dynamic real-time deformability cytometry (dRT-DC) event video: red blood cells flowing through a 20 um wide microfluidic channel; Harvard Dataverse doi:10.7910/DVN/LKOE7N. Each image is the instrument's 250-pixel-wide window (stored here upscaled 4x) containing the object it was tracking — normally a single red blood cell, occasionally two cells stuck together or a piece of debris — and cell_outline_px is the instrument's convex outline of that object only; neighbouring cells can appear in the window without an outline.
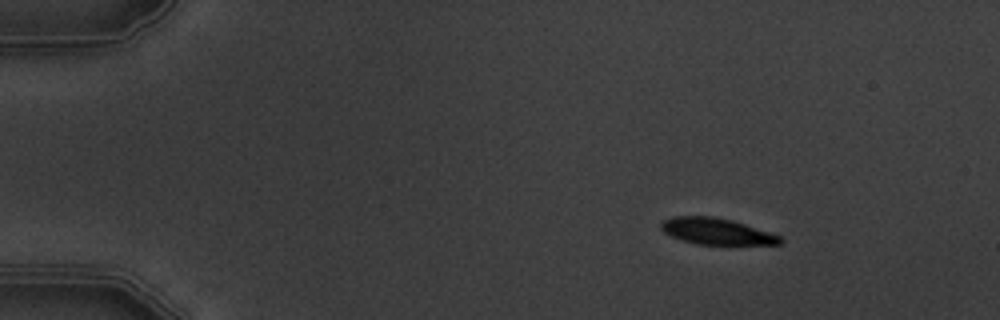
{"species": "common noctule bat (a hibernating species)", "species_latin": "Nyctalus noctula", "temperature_condition": "warm", "stored_images_in_passage": 5, "camera_frame_rate_fps": 3000, "um_per_image_px": 0.085, "animal": {"sex": "male", "body_mass_g": 19.5, "forearm_length_mm": 54.6}, "frame": {"image": 1, "passage_image": 2, "time_ms": 1.333, "image_size_px": [1000, 320], "cell_outline_px": [[784, 240], [780, 244], [696, 244], [672, 236], [664, 232], [660, 228], [660, 224], [664, 220], [672, 216], [712, 216], [732, 220], [780, 236]], "centroid_in_image_um": [60.87, 19.65], "position_along_channel_um": 24.1, "area_um2": 17.98}}
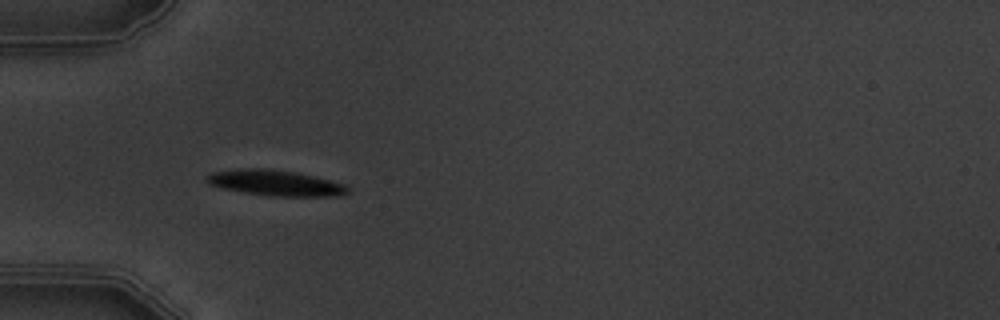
{"frame": {"image": 2, "passage_image": 5, "time_ms": 4.667, "image_size_px": [1000, 320], "cell_outline_px": [[348, 192], [336, 196], [272, 196], [224, 188], [208, 184], [204, 180], [204, 176], [212, 172], [236, 168], [272, 168], [296, 172], [348, 184]], "centroid_in_image_um": [23.39, 15.52], "position_along_channel_um": 61.6, "area_um2": 21.21}}